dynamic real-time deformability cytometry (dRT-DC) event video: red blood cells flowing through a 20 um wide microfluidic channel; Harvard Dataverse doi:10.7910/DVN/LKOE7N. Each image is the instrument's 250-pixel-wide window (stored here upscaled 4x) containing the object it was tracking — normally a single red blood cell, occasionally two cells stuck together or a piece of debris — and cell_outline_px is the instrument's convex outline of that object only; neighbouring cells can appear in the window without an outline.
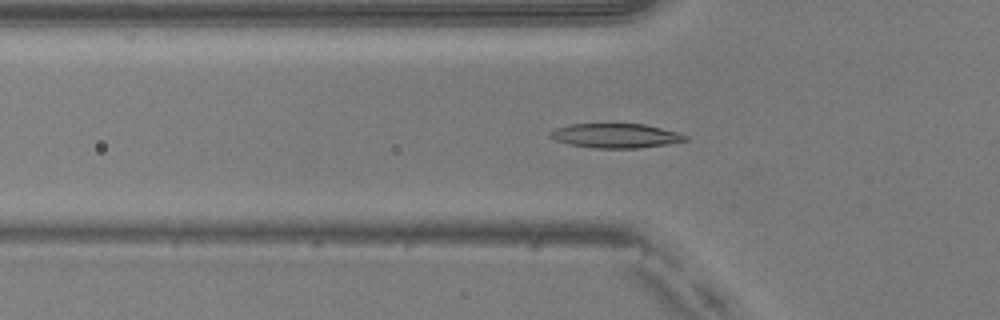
{"species": "common noctule bat (a hibernating species)", "species_latin": "Nyctalus noctula", "temperature_condition": "warm", "stored_images_in_passage": 19, "camera_frame_rate_fps": 3000, "um_per_image_px": 0.085, "animal": {"sex": "male", "body_mass_g": 20.5, "forearm_length_mm": 52.5}, "frame": {"image": 1, "passage_image": 5, "time_ms": 1.333, "image_size_px": [1000, 320], "cell_outline_px": [[688, 140], [668, 144], [636, 148], [592, 148], [568, 144], [556, 140], [548, 136], [548, 132], [556, 128], [572, 124], [644, 124], [676, 132], [688, 136]], "centroid_in_image_um": [52.3, 11.54], "position_along_channel_um": 73.5, "area_um2": 19.13}}
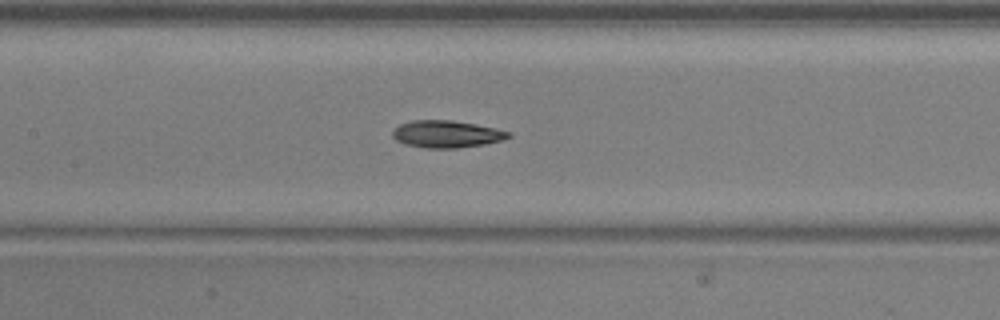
{"frame": {"image": 2, "passage_image": 12, "time_ms": 3.667, "image_size_px": [1000, 320], "cell_outline_px": [[512, 136], [504, 140], [484, 144], [456, 148], [424, 148], [404, 144], [396, 140], [392, 136], [392, 132], [400, 124], [412, 120], [452, 120], [476, 124], [496, 128], [512, 132]], "centroid_in_image_um": [37.99, 11.39], "position_along_channel_um": 169.4, "area_um2": 18.5}}
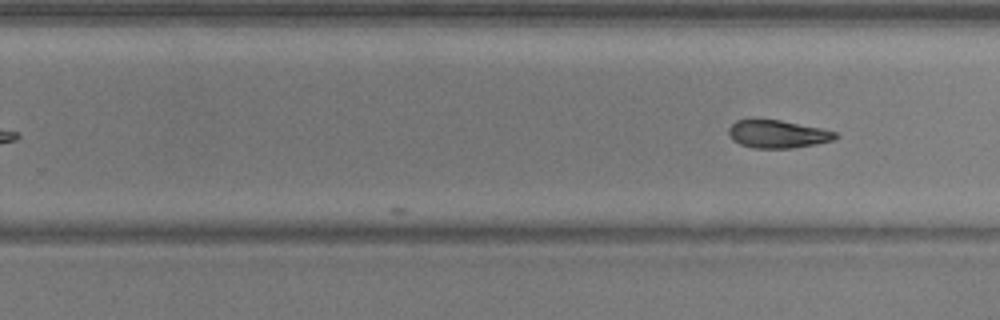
{"frame": {"image": 3, "passage_image": 19, "time_ms": 6.0, "image_size_px": [1000, 320], "cell_outline_px": [[840, 136], [832, 140], [816, 144], [792, 148], [756, 148], [740, 144], [732, 140], [728, 136], [728, 128], [736, 120], [780, 120], [820, 128], [836, 132]], "centroid_in_image_um": [66.08, 11.4], "position_along_channel_um": 263.7, "area_um2": 17.22}}